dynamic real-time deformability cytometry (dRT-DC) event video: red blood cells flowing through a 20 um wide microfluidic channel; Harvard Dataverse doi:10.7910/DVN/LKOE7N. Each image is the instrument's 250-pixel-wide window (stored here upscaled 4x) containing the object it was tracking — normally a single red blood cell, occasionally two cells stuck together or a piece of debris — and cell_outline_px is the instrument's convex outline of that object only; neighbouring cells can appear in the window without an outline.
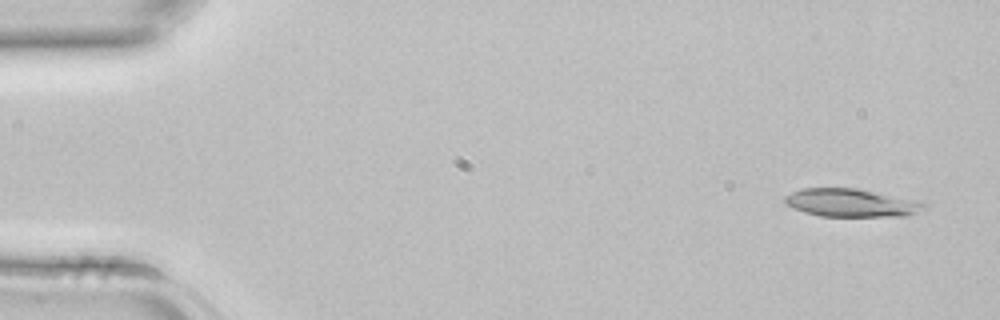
{"species": "common noctule bat (a hibernating species)", "species_latin": "Nyctalus noctula", "temperature_condition": "room temperature", "stored_images_in_passage": 3, "camera_frame_rate_fps": 3000, "um_per_image_px": 0.085, "animal": {"sex": "female", "body_mass_g": 22.7, "forearm_length_mm": 54.2}, "frame": {"image": 1, "passage_image": 3, "time_ms": 0.667, "image_size_px": [1000, 320], "cell_outline_px": [[928, 208], [908, 216], [820, 216], [804, 212], [792, 208], [784, 204], [784, 196], [792, 192], [804, 188], [856, 188], [916, 200], [928, 204]], "centroid_in_image_um": [72.36, 17.24], "position_along_channel_um": 12.6, "area_um2": 22.89}}